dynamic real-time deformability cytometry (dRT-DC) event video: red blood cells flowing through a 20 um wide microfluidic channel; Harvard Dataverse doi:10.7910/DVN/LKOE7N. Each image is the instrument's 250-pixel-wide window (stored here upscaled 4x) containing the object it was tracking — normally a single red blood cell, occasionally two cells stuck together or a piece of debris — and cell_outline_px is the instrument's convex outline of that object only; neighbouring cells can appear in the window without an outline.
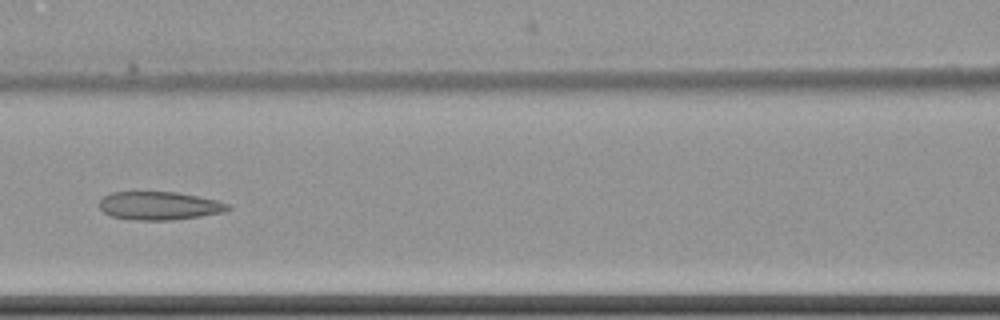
{"species": "common noctule bat (a hibernating species)", "species_latin": "Nyctalus noctula", "temperature_condition": "cold", "stored_images_in_passage": 11, "camera_frame_rate_fps": 3000, "um_per_image_px": 0.085, "animal": {"sex": "female", "body_mass_g": 22.7, "forearm_length_mm": 54.2}, "frame": {"image": 1, "passage_image": 8, "time_ms": 9.333, "image_size_px": [1000, 320], "cell_outline_px": [[232, 208], [224, 212], [200, 216], [172, 220], [136, 220], [112, 216], [104, 212], [96, 204], [104, 196], [112, 192], [176, 192], [216, 200], [228, 204]], "centroid_in_image_um": [13.52, 17.49], "position_along_channel_um": 153.1, "area_um2": 21.1}}
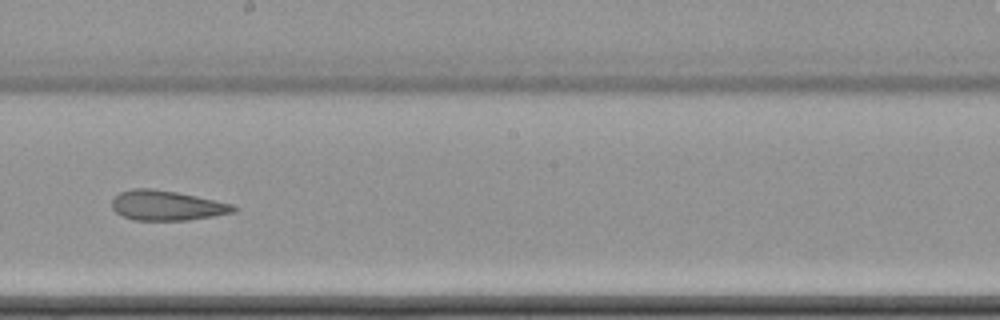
{"frame": {"image": 2, "passage_image": 10, "time_ms": 11.667, "image_size_px": [1000, 320], "cell_outline_px": [[240, 208], [236, 212], [188, 220], [132, 220], [116, 212], [112, 208], [112, 200], [120, 192], [132, 188], [152, 188], [176, 192], [196, 196], [232, 204]], "centroid_in_image_um": [14.18, 17.46], "position_along_channel_um": 234.0, "area_um2": 21.15}}
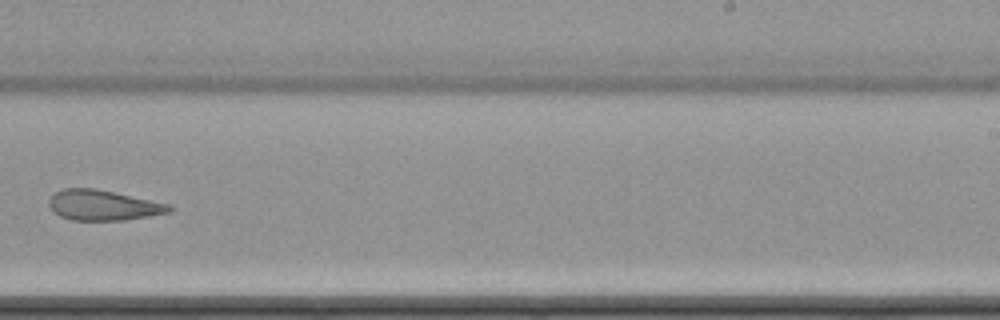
{"frame": {"image": 3, "passage_image": 11, "time_ms": 13.0, "image_size_px": [1000, 320], "cell_outline_px": [[172, 208], [168, 212], [148, 216], [124, 220], [72, 220], [60, 216], [48, 204], [48, 200], [56, 192], [64, 188], [96, 188], [168, 204]], "centroid_in_image_um": [8.73, 17.44], "position_along_channel_um": 280.3, "area_um2": 20.87}}